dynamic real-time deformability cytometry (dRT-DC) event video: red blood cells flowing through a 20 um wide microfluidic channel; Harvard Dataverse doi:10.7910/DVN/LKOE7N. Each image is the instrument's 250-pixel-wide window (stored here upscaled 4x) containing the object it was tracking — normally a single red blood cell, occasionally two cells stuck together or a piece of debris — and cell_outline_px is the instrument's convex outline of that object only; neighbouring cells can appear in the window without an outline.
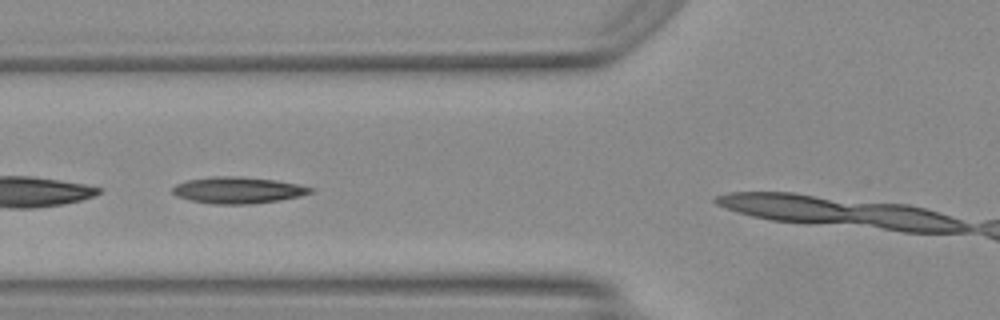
{"species": "Egyptian fruit bat (a non-hibernating species)", "species_latin": "Rousettus aegyptiacus", "temperature_condition": "warm", "stored_images_in_passage": 11, "camera_frame_rate_fps": 3000, "um_per_image_px": 0.085, "animal": {"sex": "female"}, "frame": {"image": 1, "passage_image": 5, "time_ms": 1.333, "image_size_px": [1000, 320], "cell_outline_px": [[316, 188], [312, 192], [300, 196], [280, 200], [248, 204], [212, 204], [192, 200], [176, 196], [172, 192], [172, 188], [176, 184], [188, 180], [212, 176], [240, 176], [276, 180]], "centroid_in_image_um": [20.23, 16.16], "position_along_channel_um": 105.6, "area_um2": 21.27}}